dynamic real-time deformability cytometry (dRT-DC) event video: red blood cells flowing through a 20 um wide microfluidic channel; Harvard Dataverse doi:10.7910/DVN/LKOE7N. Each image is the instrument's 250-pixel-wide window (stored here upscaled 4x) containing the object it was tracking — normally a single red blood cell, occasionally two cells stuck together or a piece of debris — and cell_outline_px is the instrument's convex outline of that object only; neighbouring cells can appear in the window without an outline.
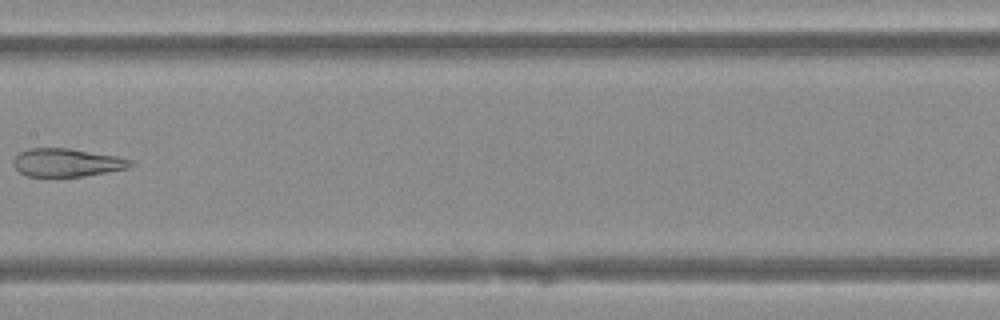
{"species": "Egyptian fruit bat (a non-hibernating species)", "species_latin": "Rousettus aegyptiacus", "temperature_condition": "warm", "stored_images_in_passage": 6, "camera_frame_rate_fps": 3000, "um_per_image_px": 0.085, "animal": {"sex": "female"}, "frame": {"image": 1, "passage_image": 6, "time_ms": 1.667, "image_size_px": [1000, 320], "cell_outline_px": [[136, 164], [128, 168], [84, 176], [28, 176], [20, 172], [12, 164], [12, 160], [16, 152], [28, 148], [68, 148], [116, 156], [132, 160]], "centroid_in_image_um": [5.65, 13.8], "position_along_channel_um": 201.8, "area_um2": 19.31}}